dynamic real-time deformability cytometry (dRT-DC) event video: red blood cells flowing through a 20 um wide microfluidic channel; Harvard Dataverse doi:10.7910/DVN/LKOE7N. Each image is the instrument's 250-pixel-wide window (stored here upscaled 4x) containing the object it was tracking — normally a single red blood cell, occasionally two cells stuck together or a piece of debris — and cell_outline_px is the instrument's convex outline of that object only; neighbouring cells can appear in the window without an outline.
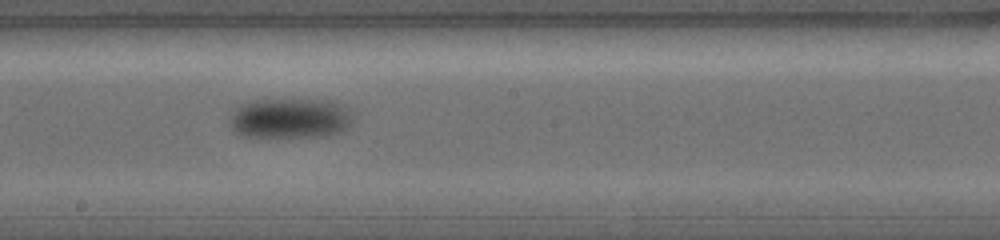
{"species": "common noctule bat (a hibernating species)", "species_latin": "Nyctalus noctula", "temperature_condition": "warm", "stored_images_in_passage": 29, "camera_frame_rate_fps": 5000, "um_per_image_px": 0.085, "animal": {"sex": "female", "body_mass_g": 19.0, "forearm_length_mm": 56.7}, "frame": {"image": 1, "passage_image": 13, "time_ms": 3.2, "image_size_px": [1000, 240], "cell_outline_px": [[352, 124], [348, 128], [340, 132], [324, 136], [244, 136], [236, 132], [232, 128], [232, 116], [236, 108], [248, 104], [268, 100], [332, 100], [348, 108], [352, 120]], "centroid_in_image_um": [24.76, 10.06], "position_along_channel_um": 223.4, "area_um2": 28.03}}
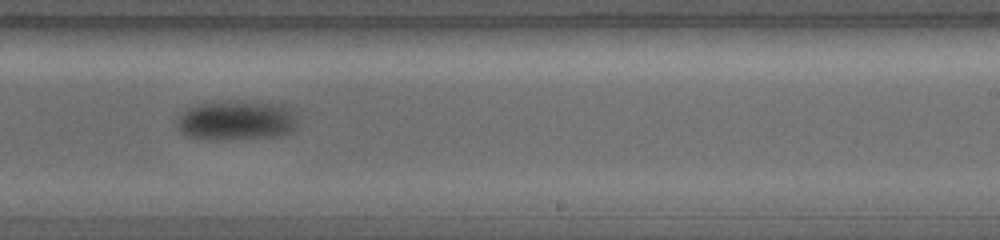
{"frame": {"image": 2, "passage_image": 16, "time_ms": 4.0, "image_size_px": [1000, 240], "cell_outline_px": [[296, 124], [292, 132], [276, 136], [244, 140], [212, 140], [188, 136], [180, 132], [176, 124], [176, 120], [184, 112], [200, 104], [276, 104], [284, 108], [292, 116]], "centroid_in_image_um": [20.02, 10.34], "position_along_channel_um": 269.0, "area_um2": 26.47}}
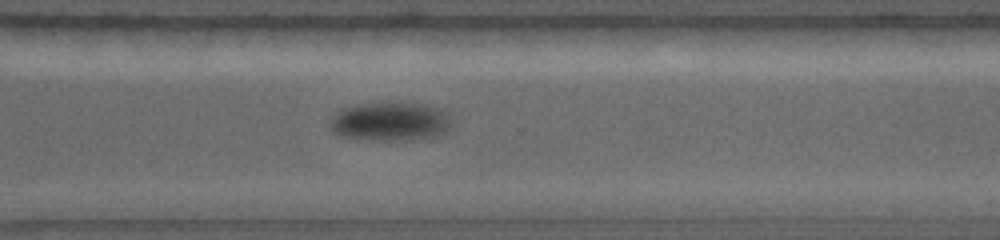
{"frame": {"image": 3, "passage_image": 20, "time_ms": 5.2, "image_size_px": [1000, 240], "cell_outline_px": [[448, 124], [444, 132], [436, 136], [392, 140], [368, 140], [344, 136], [336, 132], [332, 128], [332, 120], [340, 112], [348, 108], [364, 104], [420, 104], [432, 108], [440, 112], [444, 116]], "centroid_in_image_um": [33.11, 10.37], "position_along_channel_um": 337.5, "area_um2": 25.32}}